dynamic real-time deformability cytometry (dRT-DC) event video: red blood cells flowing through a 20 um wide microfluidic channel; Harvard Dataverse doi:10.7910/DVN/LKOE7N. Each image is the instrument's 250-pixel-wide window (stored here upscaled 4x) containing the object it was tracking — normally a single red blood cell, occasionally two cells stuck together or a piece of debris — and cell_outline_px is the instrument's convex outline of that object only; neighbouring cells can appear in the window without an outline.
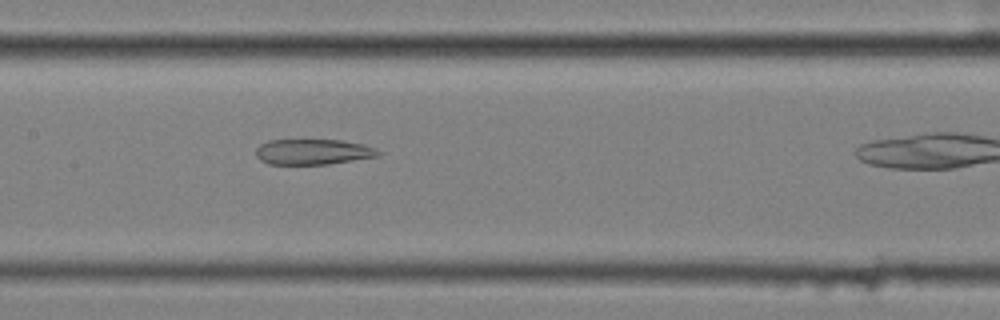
{"species": "common noctule bat (a hibernating species)", "species_latin": "Nyctalus noctula", "temperature_condition": "cold", "stored_images_in_passage": 29, "camera_frame_rate_fps": 3000, "um_per_image_px": 0.085, "animal": {"sex": "female", "body_mass_g": 25.1}, "frame": {"image": 1, "passage_image": 15, "time_ms": 4.667, "image_size_px": [1000, 320], "cell_outline_px": [[380, 156], [328, 164], [268, 164], [260, 160], [256, 156], [256, 148], [260, 144], [268, 140], [340, 140], [364, 144], [376, 148], [380, 152]], "centroid_in_image_um": [26.6, 12.9], "position_along_channel_um": 180.8, "area_um2": 18.26}}
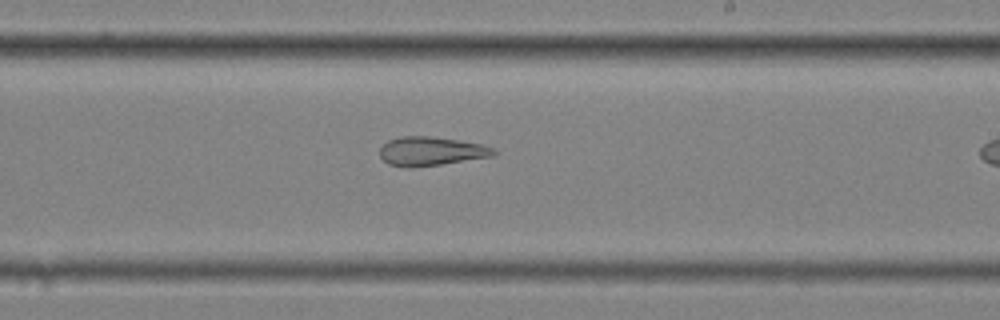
{"frame": {"image": 2, "passage_image": 21, "time_ms": 6.667, "image_size_px": [1000, 320], "cell_outline_px": [[496, 152], [492, 156], [440, 164], [412, 168], [404, 168], [388, 164], [380, 156], [380, 148], [388, 140], [400, 136], [432, 136], [460, 140], [480, 144], [492, 148]], "centroid_in_image_um": [36.58, 12.85], "position_along_channel_um": 252.4, "area_um2": 19.13}}
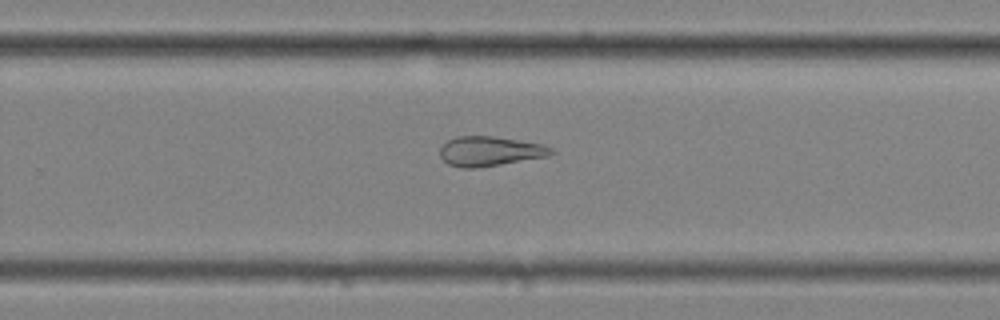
{"frame": {"image": 3, "passage_image": 24, "time_ms": 7.667, "image_size_px": [1000, 320], "cell_outline_px": [[556, 152], [548, 156], [476, 168], [460, 168], [448, 164], [440, 156], [440, 148], [448, 140], [456, 136], [496, 136], [544, 144], [552, 148]], "centroid_in_image_um": [41.65, 12.84], "position_along_channel_um": 288.1, "area_um2": 19.31}}